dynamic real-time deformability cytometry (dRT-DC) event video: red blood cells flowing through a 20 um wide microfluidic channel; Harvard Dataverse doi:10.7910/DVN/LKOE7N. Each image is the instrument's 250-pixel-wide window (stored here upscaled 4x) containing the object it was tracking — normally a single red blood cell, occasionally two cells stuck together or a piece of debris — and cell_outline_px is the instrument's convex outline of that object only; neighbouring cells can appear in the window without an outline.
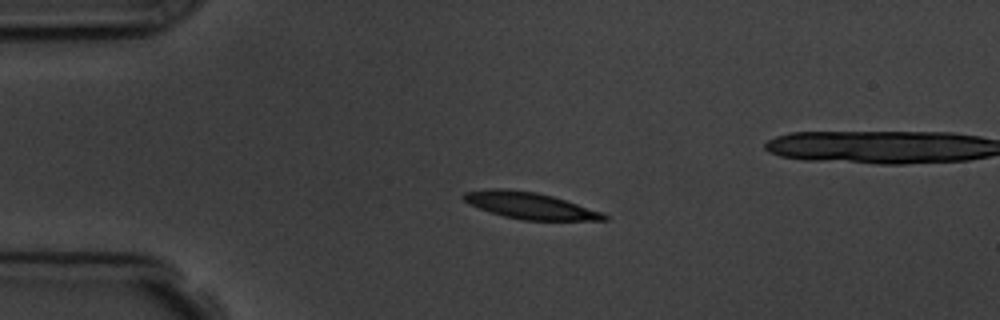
{"species": "common noctule bat (a hibernating species)", "species_latin": "Nyctalus noctula", "temperature_condition": "room temperature", "stored_images_in_passage": 4, "camera_frame_rate_fps": 3000, "um_per_image_px": 0.085, "animal": {"sex": "male", "body_mass_g": 19.5, "forearm_length_mm": 54.6}, "frame": {"image": 1, "passage_image": 2, "time_ms": 1.333, "image_size_px": [1000, 320], "cell_outline_px": [[608, 220], [524, 220], [504, 216], [468, 204], [460, 196], [464, 192], [492, 188], [504, 188], [536, 192], [552, 196], [604, 212], [608, 216]], "centroid_in_image_um": [45.04, 17.47], "position_along_channel_um": 40.0, "area_um2": 21.68}}